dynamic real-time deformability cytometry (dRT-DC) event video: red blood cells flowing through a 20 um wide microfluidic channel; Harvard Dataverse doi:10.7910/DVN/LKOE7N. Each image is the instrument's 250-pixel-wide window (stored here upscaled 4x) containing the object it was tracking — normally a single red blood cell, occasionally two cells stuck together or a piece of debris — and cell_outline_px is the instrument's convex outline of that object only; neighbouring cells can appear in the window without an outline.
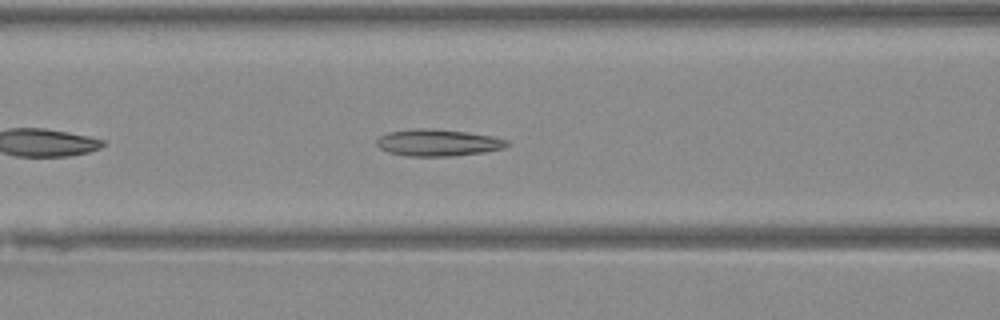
{"species": "Egyptian fruit bat (a non-hibernating species)", "species_latin": "Rousettus aegyptiacus", "temperature_condition": "warm", "stored_images_in_passage": 29, "camera_frame_rate_fps": 3000, "um_per_image_px": 0.085, "animal": {"sex": "female"}, "frame": {"image": 1, "passage_image": 8, "time_ms": 2.333, "image_size_px": [1000, 320], "cell_outline_px": [[508, 144], [504, 148], [484, 152], [456, 156], [404, 156], [388, 152], [380, 148], [376, 144], [376, 140], [380, 136], [388, 132], [416, 128], [424, 128], [464, 132], [492, 136], [508, 140]], "centroid_in_image_um": [37.2, 12.14], "position_along_channel_um": 129.4, "area_um2": 20.29}}
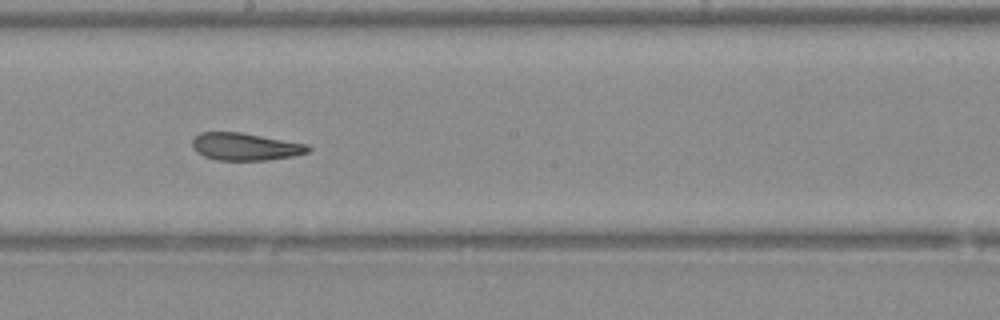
{"frame": {"image": 2, "passage_image": 15, "time_ms": 4.667, "image_size_px": [1000, 320], "cell_outline_px": [[312, 148], [308, 152], [292, 156], [268, 160], [216, 160], [204, 156], [196, 152], [192, 148], [192, 140], [200, 132], [240, 132], [308, 144]], "centroid_in_image_um": [20.83, 12.46], "position_along_channel_um": 227.4, "area_um2": 18.55}}
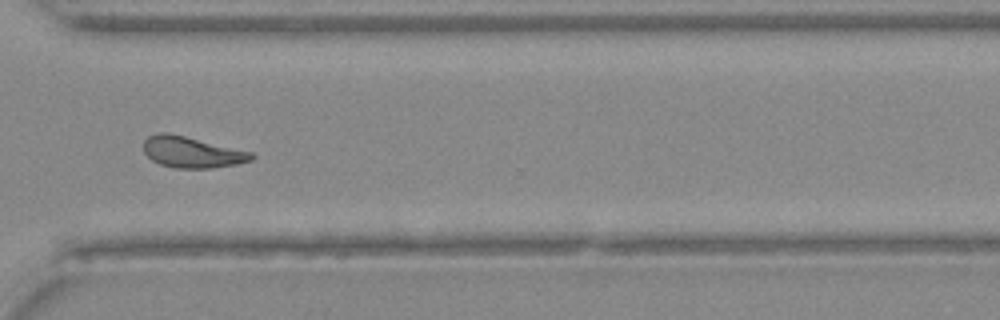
{"frame": {"image": 3, "passage_image": 24, "time_ms": 7.667, "image_size_px": [1000, 320], "cell_outline_px": [[256, 156], [252, 160], [236, 164], [212, 168], [176, 168], [160, 164], [152, 160], [144, 152], [144, 140], [148, 136], [160, 132], [168, 132], [252, 152]], "centroid_in_image_um": [16.31, 12.93], "position_along_channel_um": 354.3, "area_um2": 19.48}}